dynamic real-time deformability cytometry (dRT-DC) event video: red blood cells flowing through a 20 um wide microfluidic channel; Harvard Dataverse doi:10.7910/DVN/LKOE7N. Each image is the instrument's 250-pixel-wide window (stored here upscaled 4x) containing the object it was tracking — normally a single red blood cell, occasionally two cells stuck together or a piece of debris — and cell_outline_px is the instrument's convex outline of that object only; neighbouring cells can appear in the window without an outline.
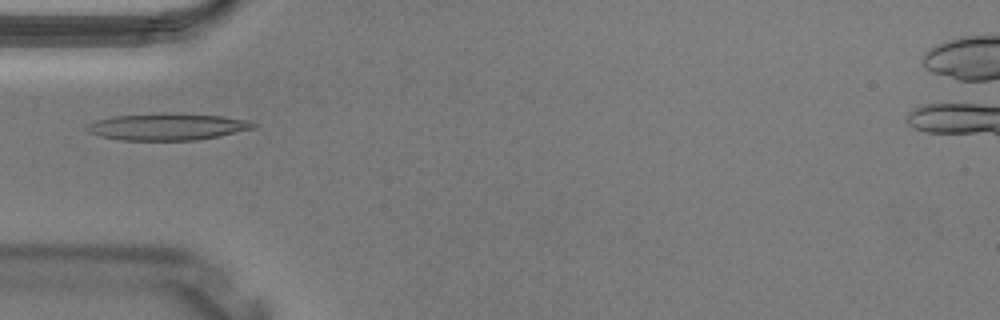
{"species": "Egyptian fruit bat (a non-hibernating species)", "species_latin": "Rousettus aegyptiacus", "temperature_condition": "warm", "stored_images_in_passage": 4, "camera_frame_rate_fps": 3000, "um_per_image_px": 0.085, "animal": {"sex": "male"}, "frame": {"image": 1, "passage_image": 4, "time_ms": 1.0, "image_size_px": [1000, 320], "cell_outline_px": [[256, 128], [220, 136], [196, 140], [120, 140], [100, 136], [88, 132], [84, 128], [88, 124], [96, 120], [112, 116], [220, 116], [248, 120], [256, 124]], "centroid_in_image_um": [14.21, 10.83], "position_along_channel_um": 70.8, "area_um2": 24.68}}